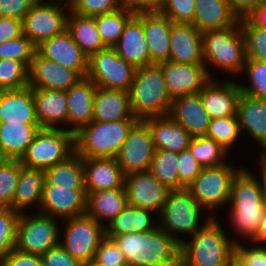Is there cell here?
Listing matches in <instances>:
<instances>
[{
    "label": "cell",
    "instance_id": "cell-1",
    "mask_svg": "<svg viewBox=\"0 0 266 266\" xmlns=\"http://www.w3.org/2000/svg\"><path fill=\"white\" fill-rule=\"evenodd\" d=\"M129 266H178L180 243L159 226L148 232L112 237Z\"/></svg>",
    "mask_w": 266,
    "mask_h": 266
},
{
    "label": "cell",
    "instance_id": "cell-2",
    "mask_svg": "<svg viewBox=\"0 0 266 266\" xmlns=\"http://www.w3.org/2000/svg\"><path fill=\"white\" fill-rule=\"evenodd\" d=\"M207 219L202 228L191 236L192 241L182 240L180 243L182 266H231L236 241L228 239L215 216Z\"/></svg>",
    "mask_w": 266,
    "mask_h": 266
},
{
    "label": "cell",
    "instance_id": "cell-3",
    "mask_svg": "<svg viewBox=\"0 0 266 266\" xmlns=\"http://www.w3.org/2000/svg\"><path fill=\"white\" fill-rule=\"evenodd\" d=\"M131 109L135 117L168 116L172 104L160 64L138 67L130 90Z\"/></svg>",
    "mask_w": 266,
    "mask_h": 266
},
{
    "label": "cell",
    "instance_id": "cell-4",
    "mask_svg": "<svg viewBox=\"0 0 266 266\" xmlns=\"http://www.w3.org/2000/svg\"><path fill=\"white\" fill-rule=\"evenodd\" d=\"M138 120L92 121L75 133V152L82 158L116 157Z\"/></svg>",
    "mask_w": 266,
    "mask_h": 266
},
{
    "label": "cell",
    "instance_id": "cell-5",
    "mask_svg": "<svg viewBox=\"0 0 266 266\" xmlns=\"http://www.w3.org/2000/svg\"><path fill=\"white\" fill-rule=\"evenodd\" d=\"M202 47L205 66L211 64L231 73L243 71L247 56L240 22L227 28L202 32Z\"/></svg>",
    "mask_w": 266,
    "mask_h": 266
},
{
    "label": "cell",
    "instance_id": "cell-6",
    "mask_svg": "<svg viewBox=\"0 0 266 266\" xmlns=\"http://www.w3.org/2000/svg\"><path fill=\"white\" fill-rule=\"evenodd\" d=\"M61 128H41L21 157L22 165L46 170L71 156L75 152V134Z\"/></svg>",
    "mask_w": 266,
    "mask_h": 266
},
{
    "label": "cell",
    "instance_id": "cell-7",
    "mask_svg": "<svg viewBox=\"0 0 266 266\" xmlns=\"http://www.w3.org/2000/svg\"><path fill=\"white\" fill-rule=\"evenodd\" d=\"M136 69L114 47H105L88 57L86 77L99 88L129 91Z\"/></svg>",
    "mask_w": 266,
    "mask_h": 266
},
{
    "label": "cell",
    "instance_id": "cell-8",
    "mask_svg": "<svg viewBox=\"0 0 266 266\" xmlns=\"http://www.w3.org/2000/svg\"><path fill=\"white\" fill-rule=\"evenodd\" d=\"M200 210L203 208L186 189L170 191L158 215L161 217L158 226L181 243L182 240L176 237L175 233L182 232L193 236L202 228H198L202 213Z\"/></svg>",
    "mask_w": 266,
    "mask_h": 266
},
{
    "label": "cell",
    "instance_id": "cell-9",
    "mask_svg": "<svg viewBox=\"0 0 266 266\" xmlns=\"http://www.w3.org/2000/svg\"><path fill=\"white\" fill-rule=\"evenodd\" d=\"M57 219L38 212L34 216L20 214L17 224L15 249L26 254L42 256L59 241Z\"/></svg>",
    "mask_w": 266,
    "mask_h": 266
},
{
    "label": "cell",
    "instance_id": "cell-10",
    "mask_svg": "<svg viewBox=\"0 0 266 266\" xmlns=\"http://www.w3.org/2000/svg\"><path fill=\"white\" fill-rule=\"evenodd\" d=\"M240 170L226 163L219 167L202 168L185 189L202 208L217 209L229 203L231 183Z\"/></svg>",
    "mask_w": 266,
    "mask_h": 266
},
{
    "label": "cell",
    "instance_id": "cell-11",
    "mask_svg": "<svg viewBox=\"0 0 266 266\" xmlns=\"http://www.w3.org/2000/svg\"><path fill=\"white\" fill-rule=\"evenodd\" d=\"M65 220V240L59 244L85 266L90 265L100 242L106 236L105 226L86 213Z\"/></svg>",
    "mask_w": 266,
    "mask_h": 266
},
{
    "label": "cell",
    "instance_id": "cell-12",
    "mask_svg": "<svg viewBox=\"0 0 266 266\" xmlns=\"http://www.w3.org/2000/svg\"><path fill=\"white\" fill-rule=\"evenodd\" d=\"M70 7L68 0L65 4L47 3L38 0L22 19L23 34L36 46L42 41L61 34L67 29L68 13L64 9Z\"/></svg>",
    "mask_w": 266,
    "mask_h": 266
},
{
    "label": "cell",
    "instance_id": "cell-13",
    "mask_svg": "<svg viewBox=\"0 0 266 266\" xmlns=\"http://www.w3.org/2000/svg\"><path fill=\"white\" fill-rule=\"evenodd\" d=\"M154 152L150 128L144 120L139 119L131 128L115 158L122 171L127 175L149 170Z\"/></svg>",
    "mask_w": 266,
    "mask_h": 266
},
{
    "label": "cell",
    "instance_id": "cell-14",
    "mask_svg": "<svg viewBox=\"0 0 266 266\" xmlns=\"http://www.w3.org/2000/svg\"><path fill=\"white\" fill-rule=\"evenodd\" d=\"M165 78L168 93L172 99L199 93L212 79L204 63L186 64L172 61L159 63Z\"/></svg>",
    "mask_w": 266,
    "mask_h": 266
},
{
    "label": "cell",
    "instance_id": "cell-15",
    "mask_svg": "<svg viewBox=\"0 0 266 266\" xmlns=\"http://www.w3.org/2000/svg\"><path fill=\"white\" fill-rule=\"evenodd\" d=\"M124 187L129 205L158 212V214L161 213L168 193L171 191L149 170L125 175Z\"/></svg>",
    "mask_w": 266,
    "mask_h": 266
},
{
    "label": "cell",
    "instance_id": "cell-16",
    "mask_svg": "<svg viewBox=\"0 0 266 266\" xmlns=\"http://www.w3.org/2000/svg\"><path fill=\"white\" fill-rule=\"evenodd\" d=\"M87 193L85 189H70L44 182L41 213L54 218L68 219L86 212ZM57 216V217H56Z\"/></svg>",
    "mask_w": 266,
    "mask_h": 266
},
{
    "label": "cell",
    "instance_id": "cell-17",
    "mask_svg": "<svg viewBox=\"0 0 266 266\" xmlns=\"http://www.w3.org/2000/svg\"><path fill=\"white\" fill-rule=\"evenodd\" d=\"M36 50L41 56L65 68L77 71L82 77H86L88 56L73 40L72 35L67 29L61 34L42 41Z\"/></svg>",
    "mask_w": 266,
    "mask_h": 266
},
{
    "label": "cell",
    "instance_id": "cell-18",
    "mask_svg": "<svg viewBox=\"0 0 266 266\" xmlns=\"http://www.w3.org/2000/svg\"><path fill=\"white\" fill-rule=\"evenodd\" d=\"M82 78L77 71L65 68L36 51L29 67L28 86L66 91Z\"/></svg>",
    "mask_w": 266,
    "mask_h": 266
},
{
    "label": "cell",
    "instance_id": "cell-19",
    "mask_svg": "<svg viewBox=\"0 0 266 266\" xmlns=\"http://www.w3.org/2000/svg\"><path fill=\"white\" fill-rule=\"evenodd\" d=\"M169 116L192 137L205 136L211 122V117L203 106L200 93L174 98Z\"/></svg>",
    "mask_w": 266,
    "mask_h": 266
},
{
    "label": "cell",
    "instance_id": "cell-20",
    "mask_svg": "<svg viewBox=\"0 0 266 266\" xmlns=\"http://www.w3.org/2000/svg\"><path fill=\"white\" fill-rule=\"evenodd\" d=\"M86 193L123 188L125 173L115 157L83 158Z\"/></svg>",
    "mask_w": 266,
    "mask_h": 266
},
{
    "label": "cell",
    "instance_id": "cell-21",
    "mask_svg": "<svg viewBox=\"0 0 266 266\" xmlns=\"http://www.w3.org/2000/svg\"><path fill=\"white\" fill-rule=\"evenodd\" d=\"M169 61L186 64L204 63L202 32L193 24L172 22Z\"/></svg>",
    "mask_w": 266,
    "mask_h": 266
},
{
    "label": "cell",
    "instance_id": "cell-22",
    "mask_svg": "<svg viewBox=\"0 0 266 266\" xmlns=\"http://www.w3.org/2000/svg\"><path fill=\"white\" fill-rule=\"evenodd\" d=\"M114 48L121 58L136 68L150 65L148 43L143 31V13L135 14L126 23Z\"/></svg>",
    "mask_w": 266,
    "mask_h": 266
},
{
    "label": "cell",
    "instance_id": "cell-23",
    "mask_svg": "<svg viewBox=\"0 0 266 266\" xmlns=\"http://www.w3.org/2000/svg\"><path fill=\"white\" fill-rule=\"evenodd\" d=\"M97 86L87 77H83L74 86L66 90L68 104L69 131L77 133L83 126L93 121L94 96ZM71 128V129H70Z\"/></svg>",
    "mask_w": 266,
    "mask_h": 266
},
{
    "label": "cell",
    "instance_id": "cell-24",
    "mask_svg": "<svg viewBox=\"0 0 266 266\" xmlns=\"http://www.w3.org/2000/svg\"><path fill=\"white\" fill-rule=\"evenodd\" d=\"M212 79L199 92L205 110L211 119L236 115L241 94L239 84L230 81L214 82Z\"/></svg>",
    "mask_w": 266,
    "mask_h": 266
},
{
    "label": "cell",
    "instance_id": "cell-25",
    "mask_svg": "<svg viewBox=\"0 0 266 266\" xmlns=\"http://www.w3.org/2000/svg\"><path fill=\"white\" fill-rule=\"evenodd\" d=\"M39 124L32 88L0 91V123Z\"/></svg>",
    "mask_w": 266,
    "mask_h": 266
},
{
    "label": "cell",
    "instance_id": "cell-26",
    "mask_svg": "<svg viewBox=\"0 0 266 266\" xmlns=\"http://www.w3.org/2000/svg\"><path fill=\"white\" fill-rule=\"evenodd\" d=\"M240 130H245L263 148L261 158L266 159V99L241 93L237 102Z\"/></svg>",
    "mask_w": 266,
    "mask_h": 266
},
{
    "label": "cell",
    "instance_id": "cell-27",
    "mask_svg": "<svg viewBox=\"0 0 266 266\" xmlns=\"http://www.w3.org/2000/svg\"><path fill=\"white\" fill-rule=\"evenodd\" d=\"M32 93L41 128L58 129V124H68L66 91L32 88Z\"/></svg>",
    "mask_w": 266,
    "mask_h": 266
},
{
    "label": "cell",
    "instance_id": "cell-28",
    "mask_svg": "<svg viewBox=\"0 0 266 266\" xmlns=\"http://www.w3.org/2000/svg\"><path fill=\"white\" fill-rule=\"evenodd\" d=\"M172 22L161 12H143V31L148 43L150 64L169 61Z\"/></svg>",
    "mask_w": 266,
    "mask_h": 266
},
{
    "label": "cell",
    "instance_id": "cell-29",
    "mask_svg": "<svg viewBox=\"0 0 266 266\" xmlns=\"http://www.w3.org/2000/svg\"><path fill=\"white\" fill-rule=\"evenodd\" d=\"M143 120L150 128L155 150L166 149L179 153L190 146L193 137L169 115Z\"/></svg>",
    "mask_w": 266,
    "mask_h": 266
},
{
    "label": "cell",
    "instance_id": "cell-30",
    "mask_svg": "<svg viewBox=\"0 0 266 266\" xmlns=\"http://www.w3.org/2000/svg\"><path fill=\"white\" fill-rule=\"evenodd\" d=\"M123 119H138L131 109L129 91L97 87L93 121L113 122Z\"/></svg>",
    "mask_w": 266,
    "mask_h": 266
},
{
    "label": "cell",
    "instance_id": "cell-31",
    "mask_svg": "<svg viewBox=\"0 0 266 266\" xmlns=\"http://www.w3.org/2000/svg\"><path fill=\"white\" fill-rule=\"evenodd\" d=\"M239 22L228 0H195L193 25L199 31L223 29Z\"/></svg>",
    "mask_w": 266,
    "mask_h": 266
},
{
    "label": "cell",
    "instance_id": "cell-32",
    "mask_svg": "<svg viewBox=\"0 0 266 266\" xmlns=\"http://www.w3.org/2000/svg\"><path fill=\"white\" fill-rule=\"evenodd\" d=\"M128 205L125 187L87 193L86 214L106 227Z\"/></svg>",
    "mask_w": 266,
    "mask_h": 266
},
{
    "label": "cell",
    "instance_id": "cell-33",
    "mask_svg": "<svg viewBox=\"0 0 266 266\" xmlns=\"http://www.w3.org/2000/svg\"><path fill=\"white\" fill-rule=\"evenodd\" d=\"M44 182L45 170L22 166L11 208L20 214L32 204L40 208Z\"/></svg>",
    "mask_w": 266,
    "mask_h": 266
},
{
    "label": "cell",
    "instance_id": "cell-34",
    "mask_svg": "<svg viewBox=\"0 0 266 266\" xmlns=\"http://www.w3.org/2000/svg\"><path fill=\"white\" fill-rule=\"evenodd\" d=\"M41 127L39 124L0 123V146L8 159H21Z\"/></svg>",
    "mask_w": 266,
    "mask_h": 266
},
{
    "label": "cell",
    "instance_id": "cell-35",
    "mask_svg": "<svg viewBox=\"0 0 266 266\" xmlns=\"http://www.w3.org/2000/svg\"><path fill=\"white\" fill-rule=\"evenodd\" d=\"M67 30L73 40L80 46L82 51L89 57L91 54L104 49V45L94 17L78 15L68 8Z\"/></svg>",
    "mask_w": 266,
    "mask_h": 266
},
{
    "label": "cell",
    "instance_id": "cell-36",
    "mask_svg": "<svg viewBox=\"0 0 266 266\" xmlns=\"http://www.w3.org/2000/svg\"><path fill=\"white\" fill-rule=\"evenodd\" d=\"M152 211L127 205L109 225H106V236L113 237L119 234H134L148 232L158 226L151 221ZM155 223V225H154Z\"/></svg>",
    "mask_w": 266,
    "mask_h": 266
},
{
    "label": "cell",
    "instance_id": "cell-37",
    "mask_svg": "<svg viewBox=\"0 0 266 266\" xmlns=\"http://www.w3.org/2000/svg\"><path fill=\"white\" fill-rule=\"evenodd\" d=\"M45 181L49 185L85 189L83 158L74 152L71 156L45 170Z\"/></svg>",
    "mask_w": 266,
    "mask_h": 266
},
{
    "label": "cell",
    "instance_id": "cell-38",
    "mask_svg": "<svg viewBox=\"0 0 266 266\" xmlns=\"http://www.w3.org/2000/svg\"><path fill=\"white\" fill-rule=\"evenodd\" d=\"M229 202L232 207L264 206L260 182L250 171L241 169L233 178Z\"/></svg>",
    "mask_w": 266,
    "mask_h": 266
},
{
    "label": "cell",
    "instance_id": "cell-39",
    "mask_svg": "<svg viewBox=\"0 0 266 266\" xmlns=\"http://www.w3.org/2000/svg\"><path fill=\"white\" fill-rule=\"evenodd\" d=\"M178 153L166 149L155 150L149 171L171 191L180 190L177 173Z\"/></svg>",
    "mask_w": 266,
    "mask_h": 266
},
{
    "label": "cell",
    "instance_id": "cell-40",
    "mask_svg": "<svg viewBox=\"0 0 266 266\" xmlns=\"http://www.w3.org/2000/svg\"><path fill=\"white\" fill-rule=\"evenodd\" d=\"M134 15L128 8L123 6L115 12L94 16L97 29L106 47H114L116 45L126 23Z\"/></svg>",
    "mask_w": 266,
    "mask_h": 266
},
{
    "label": "cell",
    "instance_id": "cell-41",
    "mask_svg": "<svg viewBox=\"0 0 266 266\" xmlns=\"http://www.w3.org/2000/svg\"><path fill=\"white\" fill-rule=\"evenodd\" d=\"M188 149L202 168L224 165L223 160L228 153L217 142L206 136L193 137Z\"/></svg>",
    "mask_w": 266,
    "mask_h": 266
},
{
    "label": "cell",
    "instance_id": "cell-42",
    "mask_svg": "<svg viewBox=\"0 0 266 266\" xmlns=\"http://www.w3.org/2000/svg\"><path fill=\"white\" fill-rule=\"evenodd\" d=\"M231 223L236 232L248 240L257 234L260 222L265 213L264 206L231 207Z\"/></svg>",
    "mask_w": 266,
    "mask_h": 266
},
{
    "label": "cell",
    "instance_id": "cell-43",
    "mask_svg": "<svg viewBox=\"0 0 266 266\" xmlns=\"http://www.w3.org/2000/svg\"><path fill=\"white\" fill-rule=\"evenodd\" d=\"M240 132V125L236 114L211 119L205 136L213 139L228 152L229 148L236 142V139L239 138Z\"/></svg>",
    "mask_w": 266,
    "mask_h": 266
},
{
    "label": "cell",
    "instance_id": "cell-44",
    "mask_svg": "<svg viewBox=\"0 0 266 266\" xmlns=\"http://www.w3.org/2000/svg\"><path fill=\"white\" fill-rule=\"evenodd\" d=\"M240 27L245 39L247 59L266 62V29L254 25L246 16L240 17Z\"/></svg>",
    "mask_w": 266,
    "mask_h": 266
},
{
    "label": "cell",
    "instance_id": "cell-45",
    "mask_svg": "<svg viewBox=\"0 0 266 266\" xmlns=\"http://www.w3.org/2000/svg\"><path fill=\"white\" fill-rule=\"evenodd\" d=\"M28 82L29 67L25 63L11 58L0 60V91L21 89Z\"/></svg>",
    "mask_w": 266,
    "mask_h": 266
},
{
    "label": "cell",
    "instance_id": "cell-46",
    "mask_svg": "<svg viewBox=\"0 0 266 266\" xmlns=\"http://www.w3.org/2000/svg\"><path fill=\"white\" fill-rule=\"evenodd\" d=\"M22 166L19 159H8L0 166V208H11Z\"/></svg>",
    "mask_w": 266,
    "mask_h": 266
},
{
    "label": "cell",
    "instance_id": "cell-47",
    "mask_svg": "<svg viewBox=\"0 0 266 266\" xmlns=\"http://www.w3.org/2000/svg\"><path fill=\"white\" fill-rule=\"evenodd\" d=\"M20 213L12 208H0V260L15 249Z\"/></svg>",
    "mask_w": 266,
    "mask_h": 266
},
{
    "label": "cell",
    "instance_id": "cell-48",
    "mask_svg": "<svg viewBox=\"0 0 266 266\" xmlns=\"http://www.w3.org/2000/svg\"><path fill=\"white\" fill-rule=\"evenodd\" d=\"M244 70L249 76L251 85L243 86L239 84L241 93L259 99H266V62L246 59Z\"/></svg>",
    "mask_w": 266,
    "mask_h": 266
},
{
    "label": "cell",
    "instance_id": "cell-49",
    "mask_svg": "<svg viewBox=\"0 0 266 266\" xmlns=\"http://www.w3.org/2000/svg\"><path fill=\"white\" fill-rule=\"evenodd\" d=\"M37 46L24 34L0 43V60L11 58L30 67L36 53Z\"/></svg>",
    "mask_w": 266,
    "mask_h": 266
},
{
    "label": "cell",
    "instance_id": "cell-50",
    "mask_svg": "<svg viewBox=\"0 0 266 266\" xmlns=\"http://www.w3.org/2000/svg\"><path fill=\"white\" fill-rule=\"evenodd\" d=\"M70 10L81 16L108 14L123 7V0H68Z\"/></svg>",
    "mask_w": 266,
    "mask_h": 266
},
{
    "label": "cell",
    "instance_id": "cell-51",
    "mask_svg": "<svg viewBox=\"0 0 266 266\" xmlns=\"http://www.w3.org/2000/svg\"><path fill=\"white\" fill-rule=\"evenodd\" d=\"M127 265L122 251L113 238L105 236L100 242L93 262L88 266H124Z\"/></svg>",
    "mask_w": 266,
    "mask_h": 266
},
{
    "label": "cell",
    "instance_id": "cell-52",
    "mask_svg": "<svg viewBox=\"0 0 266 266\" xmlns=\"http://www.w3.org/2000/svg\"><path fill=\"white\" fill-rule=\"evenodd\" d=\"M160 12L173 23L193 24L195 0H166Z\"/></svg>",
    "mask_w": 266,
    "mask_h": 266
},
{
    "label": "cell",
    "instance_id": "cell-53",
    "mask_svg": "<svg viewBox=\"0 0 266 266\" xmlns=\"http://www.w3.org/2000/svg\"><path fill=\"white\" fill-rule=\"evenodd\" d=\"M177 173L180 190L185 189L201 172L202 166L192 156L189 149L178 153Z\"/></svg>",
    "mask_w": 266,
    "mask_h": 266
},
{
    "label": "cell",
    "instance_id": "cell-54",
    "mask_svg": "<svg viewBox=\"0 0 266 266\" xmlns=\"http://www.w3.org/2000/svg\"><path fill=\"white\" fill-rule=\"evenodd\" d=\"M40 258L43 266H85L60 244L48 249Z\"/></svg>",
    "mask_w": 266,
    "mask_h": 266
},
{
    "label": "cell",
    "instance_id": "cell-55",
    "mask_svg": "<svg viewBox=\"0 0 266 266\" xmlns=\"http://www.w3.org/2000/svg\"><path fill=\"white\" fill-rule=\"evenodd\" d=\"M235 259L242 266H265V247L255 245L249 249L237 241Z\"/></svg>",
    "mask_w": 266,
    "mask_h": 266
},
{
    "label": "cell",
    "instance_id": "cell-56",
    "mask_svg": "<svg viewBox=\"0 0 266 266\" xmlns=\"http://www.w3.org/2000/svg\"><path fill=\"white\" fill-rule=\"evenodd\" d=\"M38 0H0V17L22 20Z\"/></svg>",
    "mask_w": 266,
    "mask_h": 266
},
{
    "label": "cell",
    "instance_id": "cell-57",
    "mask_svg": "<svg viewBox=\"0 0 266 266\" xmlns=\"http://www.w3.org/2000/svg\"><path fill=\"white\" fill-rule=\"evenodd\" d=\"M3 266H43L40 256L13 249L2 260Z\"/></svg>",
    "mask_w": 266,
    "mask_h": 266
},
{
    "label": "cell",
    "instance_id": "cell-58",
    "mask_svg": "<svg viewBox=\"0 0 266 266\" xmlns=\"http://www.w3.org/2000/svg\"><path fill=\"white\" fill-rule=\"evenodd\" d=\"M23 35L22 20L0 17V43Z\"/></svg>",
    "mask_w": 266,
    "mask_h": 266
},
{
    "label": "cell",
    "instance_id": "cell-59",
    "mask_svg": "<svg viewBox=\"0 0 266 266\" xmlns=\"http://www.w3.org/2000/svg\"><path fill=\"white\" fill-rule=\"evenodd\" d=\"M166 0H123V6L132 13L160 12Z\"/></svg>",
    "mask_w": 266,
    "mask_h": 266
},
{
    "label": "cell",
    "instance_id": "cell-60",
    "mask_svg": "<svg viewBox=\"0 0 266 266\" xmlns=\"http://www.w3.org/2000/svg\"><path fill=\"white\" fill-rule=\"evenodd\" d=\"M239 17L248 15L263 0H228Z\"/></svg>",
    "mask_w": 266,
    "mask_h": 266
},
{
    "label": "cell",
    "instance_id": "cell-61",
    "mask_svg": "<svg viewBox=\"0 0 266 266\" xmlns=\"http://www.w3.org/2000/svg\"><path fill=\"white\" fill-rule=\"evenodd\" d=\"M246 17L254 25L266 29V0L261 1Z\"/></svg>",
    "mask_w": 266,
    "mask_h": 266
},
{
    "label": "cell",
    "instance_id": "cell-62",
    "mask_svg": "<svg viewBox=\"0 0 266 266\" xmlns=\"http://www.w3.org/2000/svg\"><path fill=\"white\" fill-rule=\"evenodd\" d=\"M253 242L263 243L266 242V211L264 216L260 222V226L258 228L257 234L255 238L252 240Z\"/></svg>",
    "mask_w": 266,
    "mask_h": 266
},
{
    "label": "cell",
    "instance_id": "cell-63",
    "mask_svg": "<svg viewBox=\"0 0 266 266\" xmlns=\"http://www.w3.org/2000/svg\"><path fill=\"white\" fill-rule=\"evenodd\" d=\"M261 161V175H262V182H260L261 192H262V199H263V205L265 207L266 211V159L260 158Z\"/></svg>",
    "mask_w": 266,
    "mask_h": 266
},
{
    "label": "cell",
    "instance_id": "cell-64",
    "mask_svg": "<svg viewBox=\"0 0 266 266\" xmlns=\"http://www.w3.org/2000/svg\"><path fill=\"white\" fill-rule=\"evenodd\" d=\"M8 160V157L4 154L0 146V166Z\"/></svg>",
    "mask_w": 266,
    "mask_h": 266
},
{
    "label": "cell",
    "instance_id": "cell-65",
    "mask_svg": "<svg viewBox=\"0 0 266 266\" xmlns=\"http://www.w3.org/2000/svg\"><path fill=\"white\" fill-rule=\"evenodd\" d=\"M231 266H242L235 258L231 263Z\"/></svg>",
    "mask_w": 266,
    "mask_h": 266
},
{
    "label": "cell",
    "instance_id": "cell-66",
    "mask_svg": "<svg viewBox=\"0 0 266 266\" xmlns=\"http://www.w3.org/2000/svg\"><path fill=\"white\" fill-rule=\"evenodd\" d=\"M265 266H266V247H265Z\"/></svg>",
    "mask_w": 266,
    "mask_h": 266
}]
</instances>
